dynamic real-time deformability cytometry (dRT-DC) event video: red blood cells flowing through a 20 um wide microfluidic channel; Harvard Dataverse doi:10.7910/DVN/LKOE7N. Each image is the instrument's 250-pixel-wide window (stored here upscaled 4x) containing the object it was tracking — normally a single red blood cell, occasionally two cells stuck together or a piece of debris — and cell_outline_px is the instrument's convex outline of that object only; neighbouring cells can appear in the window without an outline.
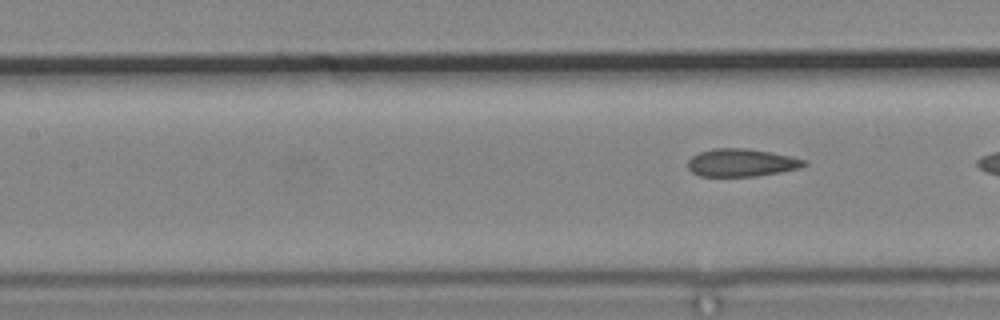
{"species": "common noctule bat (a hibernating species)", "species_latin": "Nyctalus noctula", "temperature_condition": "cold", "stored_images_in_passage": 4, "segment_of_instrument_passage": [2, 2], "camera_frame_rate_fps": 3000, "um_per_image_px": 0.085, "animal": {"sex": "male", "body_mass_g": 19.2, "forearm_length_mm": 51.8}, "frame": {"image": 1, "passage_image": 4, "time_ms": 5.333, "image_size_px": [1000, 320], "cell_outline_px": [[808, 164], [800, 168], [780, 172], [756, 176], [700, 176], [692, 172], [688, 168], [688, 160], [692, 156], [700, 152], [712, 148], [748, 148], [772, 152], [792, 156], [808, 160]], "centroid_in_image_um": [63.06, 13.82], "position_along_channel_um": 144.3, "area_um2": 19.02}}